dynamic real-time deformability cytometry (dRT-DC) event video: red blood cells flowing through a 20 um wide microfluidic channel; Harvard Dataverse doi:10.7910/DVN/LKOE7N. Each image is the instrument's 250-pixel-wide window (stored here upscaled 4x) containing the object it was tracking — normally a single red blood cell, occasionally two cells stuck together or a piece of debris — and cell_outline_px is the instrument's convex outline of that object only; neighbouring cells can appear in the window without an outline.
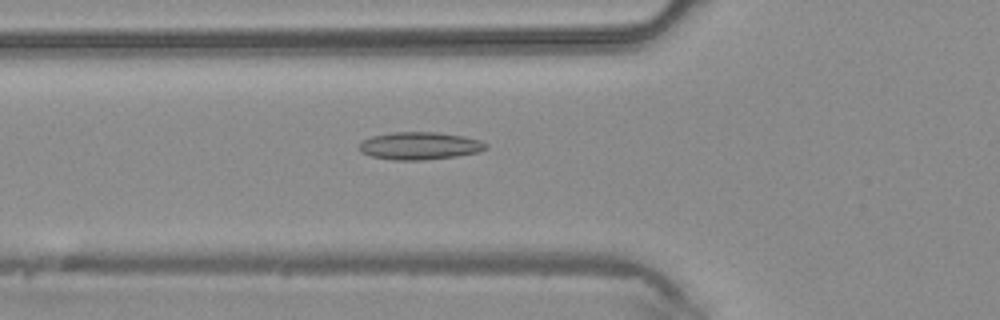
{"species": "common noctule bat (a hibernating species)", "species_latin": "Nyctalus noctula", "temperature_condition": "warm", "stored_images_in_passage": 44, "camera_frame_rate_fps": 3000, "um_per_image_px": 0.085, "animal": {"sex": "male", "body_mass_g": 20.4}, "frame": {"image": 1, "passage_image": 16, "time_ms": 5.0, "image_size_px": [1000, 320], "cell_outline_px": [[488, 148], [480, 152], [456, 156], [424, 160], [396, 160], [372, 156], [360, 152], [360, 144], [364, 140], [372, 136], [392, 132], [436, 132], [464, 136], [480, 140], [488, 144]], "centroid_in_image_um": [35.72, 12.39], "position_along_channel_um": 90.1, "area_um2": 20.35}}
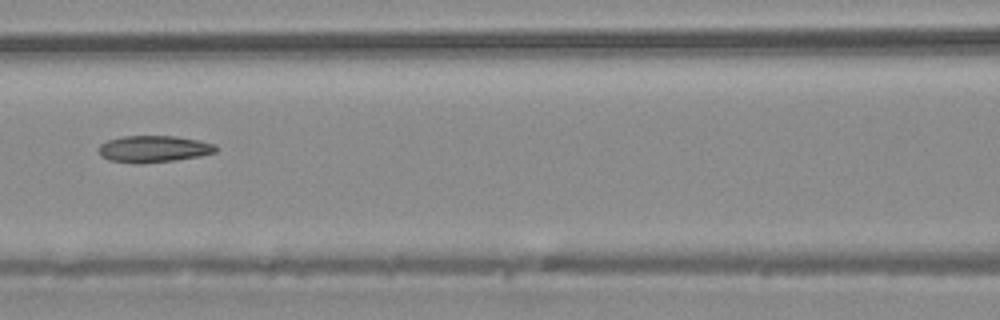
{"frame": {"image": 2, "passage_image": 20, "time_ms": 6.333, "image_size_px": [1000, 320], "cell_outline_px": [[216, 152], [200, 156], [176, 160], [140, 164], [136, 164], [108, 160], [100, 156], [96, 148], [100, 144], [108, 140], [124, 136], [176, 136], [200, 140], [216, 144]], "centroid_in_image_um": [13.03, 12.66], "position_along_channel_um": 153.6, "area_um2": 18.55}}
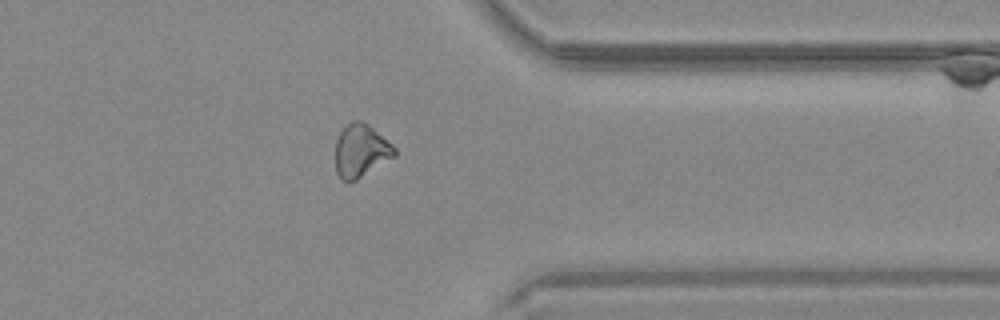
{"frame": {"image": 3, "passage_image": 35, "time_ms": 11.333, "image_size_px": [1000, 320], "cell_outline_px": [[396, 156], [356, 180], [348, 184], [340, 180], [336, 172], [336, 140], [340, 132], [352, 120], [360, 120], [368, 124], [392, 144], [396, 148]], "centroid_in_image_um": [30.67, 12.84], "position_along_channel_um": 380.7, "area_um2": 18.38}}